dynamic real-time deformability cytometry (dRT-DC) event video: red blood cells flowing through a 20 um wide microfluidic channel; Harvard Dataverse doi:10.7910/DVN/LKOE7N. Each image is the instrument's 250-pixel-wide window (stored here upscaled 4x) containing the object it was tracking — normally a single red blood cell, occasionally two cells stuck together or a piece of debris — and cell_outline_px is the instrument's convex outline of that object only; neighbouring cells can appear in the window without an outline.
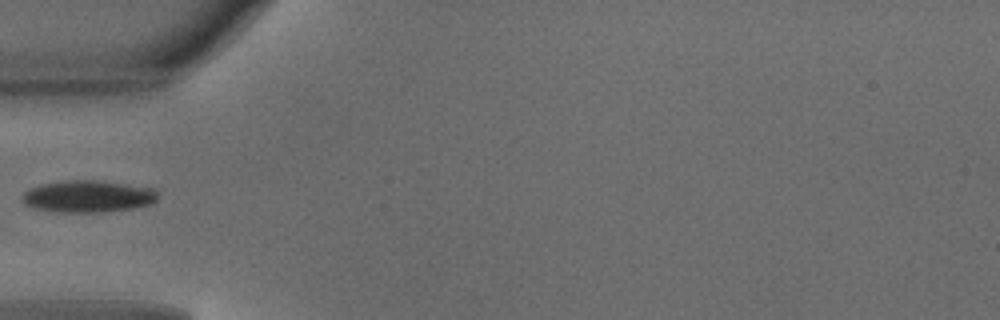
{"species": "common noctule bat (a hibernating species)", "species_latin": "Nyctalus noctula", "temperature_condition": "warm", "stored_images_in_passage": 33, "camera_frame_rate_fps": 3000, "um_per_image_px": 0.085, "animal": {"sex": "male", "body_mass_g": 18.8}, "frame": {"image": 1, "passage_image": 1, "time_ms": 0.0, "image_size_px": [1000, 320], "cell_outline_px": [[156, 200], [148, 204], [132, 208], [104, 212], [60, 212], [32, 208], [24, 204], [24, 192], [28, 188], [40, 184], [64, 180], [100, 180], [156, 188]], "centroid_in_image_um": [7.46, 16.68], "position_along_channel_um": 77.5, "area_um2": 25.32}}
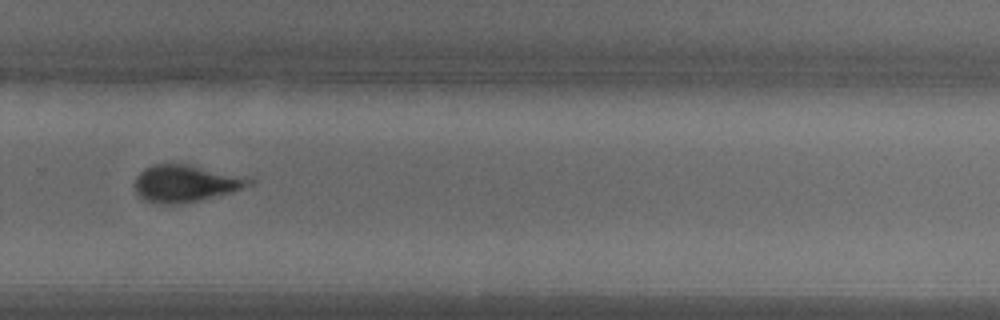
{"frame": {"image": 2, "passage_image": 18, "time_ms": 5.667, "image_size_px": [1000, 320], "cell_outline_px": [[256, 184], [232, 192], [200, 200], [180, 204], [160, 204], [144, 200], [136, 192], [136, 176], [144, 168], [156, 164], [188, 164], [256, 180]], "centroid_in_image_um": [15.78, 15.6], "position_along_channel_um": 314.0, "area_um2": 24.51}}
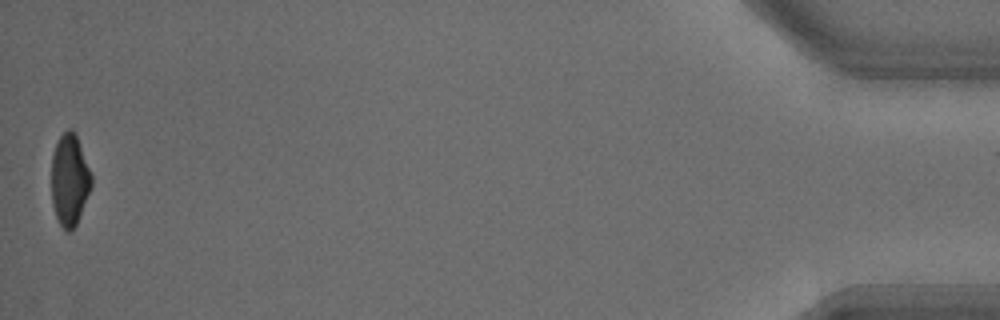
{"frame": {"image": 3, "passage_image": 33, "time_ms": 10.667, "image_size_px": [1000, 320], "cell_outline_px": [[92, 188], [76, 224], [72, 232], [68, 232], [60, 224], [56, 216], [52, 204], [52, 156], [56, 144], [60, 136], [68, 128], [72, 128], [76, 136], [92, 176]], "centroid_in_image_um": [5.92, 15.32], "position_along_channel_um": 429.3, "area_um2": 21.15}}